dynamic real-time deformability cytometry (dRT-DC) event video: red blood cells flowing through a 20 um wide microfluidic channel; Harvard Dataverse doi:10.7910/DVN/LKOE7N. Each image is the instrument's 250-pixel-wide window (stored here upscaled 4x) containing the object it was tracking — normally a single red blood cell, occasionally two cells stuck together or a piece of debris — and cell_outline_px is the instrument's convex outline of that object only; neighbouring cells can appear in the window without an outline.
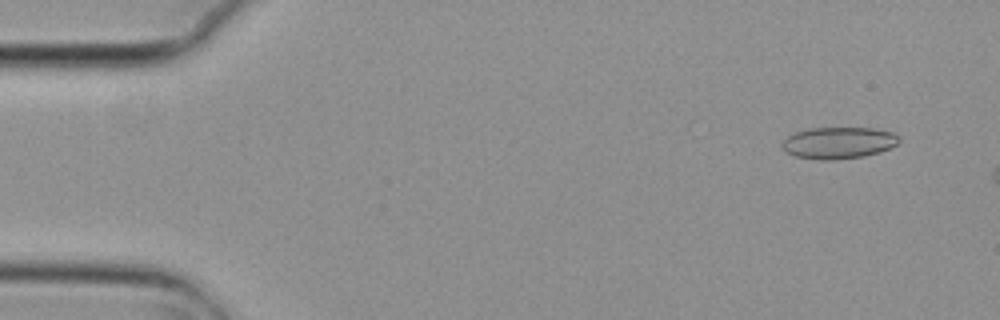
{"species": "common noctule bat (a hibernating species)", "species_latin": "Nyctalus noctula", "temperature_condition": "cold", "stored_images_in_passage": 4, "camera_frame_rate_fps": 3000, "um_per_image_px": 0.085, "animal": {"sex": "female", "body_mass_g": 29.2, "forearm_length_mm": 56.3}, "frame": {"image": 1, "passage_image": 2, "time_ms": 0.333, "image_size_px": [1000, 320], "cell_outline_px": [[900, 140], [896, 144], [880, 152], [864, 156], [836, 160], [820, 160], [796, 156], [788, 152], [780, 144], [788, 136], [796, 132], [808, 128], [872, 128], [892, 132], [900, 136]], "centroid_in_image_um": [71.29, 12.14], "position_along_channel_um": 13.7, "area_um2": 21.5}}